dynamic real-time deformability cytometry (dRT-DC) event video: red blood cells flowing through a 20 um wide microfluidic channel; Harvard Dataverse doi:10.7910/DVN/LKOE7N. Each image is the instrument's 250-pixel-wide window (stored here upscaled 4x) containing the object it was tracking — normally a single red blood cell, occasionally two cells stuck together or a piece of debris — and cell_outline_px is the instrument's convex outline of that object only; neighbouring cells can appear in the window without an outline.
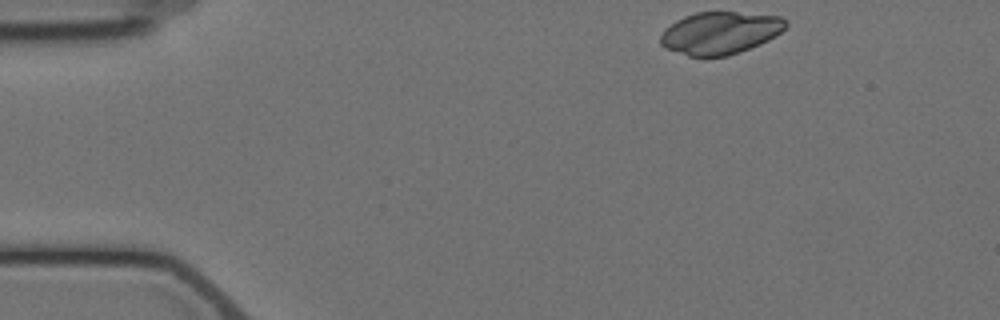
{"species": "Egyptian fruit bat (a non-hibernating species)", "species_latin": "Rousettus aegyptiacus", "temperature_condition": "cold", "stored_images_in_passage": 4, "segment_of_instrument_passage": [1, 2], "camera_frame_rate_fps": 3000, "um_per_image_px": 0.085, "animal": {"sex": "female"}, "frame": {"image": 1, "passage_image": 1, "time_ms": 0.0, "image_size_px": [1000, 320], "cell_outline_px": [[788, 24], [776, 36], [760, 44], [740, 52], [728, 56], [688, 56], [664, 48], [660, 44], [660, 36], [664, 28], [676, 20], [684, 16], [696, 12], [736, 12], [780, 16], [788, 20]], "centroid_in_image_um": [61.19, 2.8], "position_along_channel_um": 23.8, "area_um2": 31.15}}